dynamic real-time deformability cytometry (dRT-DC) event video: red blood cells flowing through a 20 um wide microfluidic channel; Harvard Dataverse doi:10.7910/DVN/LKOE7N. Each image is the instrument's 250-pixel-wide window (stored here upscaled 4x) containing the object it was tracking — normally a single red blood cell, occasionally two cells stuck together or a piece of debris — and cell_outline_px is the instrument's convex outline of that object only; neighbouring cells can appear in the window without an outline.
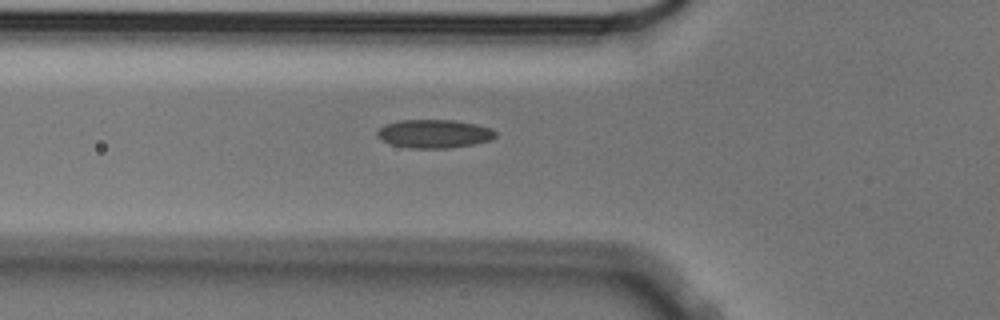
{"species": "Egyptian fruit bat (a non-hibernating species)", "species_latin": "Rousettus aegyptiacus", "temperature_condition": "cold", "stored_images_in_passage": 37, "camera_frame_rate_fps": 3000, "um_per_image_px": 0.085, "animal": {"sex": "male"}, "frame": {"image": 1, "passage_image": 3, "time_ms": 0.667, "image_size_px": [1000, 320], "cell_outline_px": [[496, 136], [492, 140], [472, 144], [448, 148], [412, 148], [392, 144], [380, 140], [376, 136], [376, 132], [384, 124], [400, 120], [452, 120], [476, 124], [492, 128], [496, 132]], "centroid_in_image_um": [36.89, 11.36], "position_along_channel_um": 88.9, "area_um2": 19.65}}
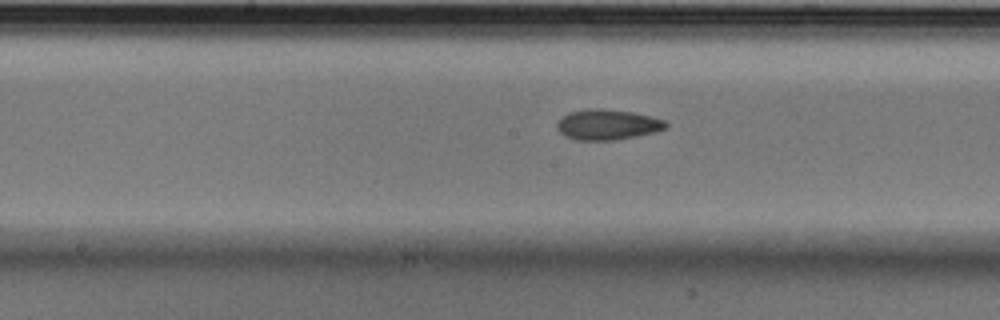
{"frame": {"image": 2, "passage_image": 12, "time_ms": 3.667, "image_size_px": [1000, 320], "cell_outline_px": [[668, 128], [656, 132], [616, 140], [576, 140], [564, 136], [556, 128], [556, 124], [568, 112], [584, 108], [604, 108], [632, 112], [664, 120], [668, 124]], "centroid_in_image_um": [51.62, 10.59], "position_along_channel_um": 196.6, "area_um2": 19.48}}
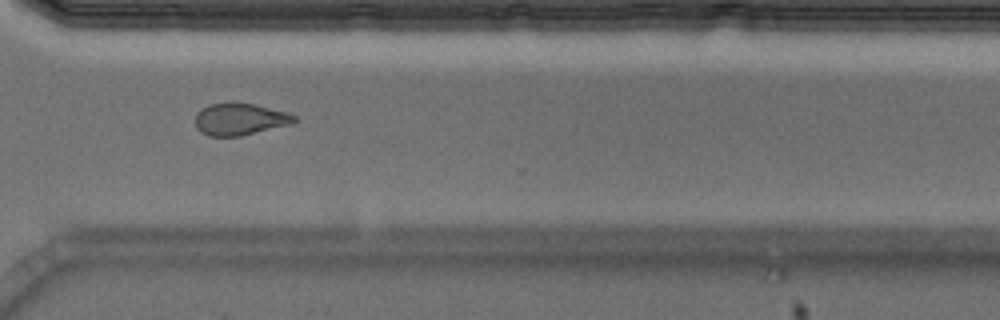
{"frame": {"image": 3, "passage_image": 25, "time_ms": 8.0, "image_size_px": [1000, 320], "cell_outline_px": [[296, 120], [292, 124], [240, 136], [208, 136], [200, 132], [196, 128], [196, 112], [200, 108], [208, 104], [252, 104], [288, 112], [296, 116]], "centroid_in_image_um": [20.37, 10.15], "position_along_channel_um": 350.2, "area_um2": 18.26}, "authors_computed_cell_mechanics": {"area_um2": 18.785, "velocity_mm_per_s": 3.556, "shape_relaxation_time_tau1_ms": 9.2967, "shape_relaxation_time_tau2_ms": 4.1261, "deformation_change_tau1": 0.1549, "deformation_change_tau2": 0.1106}}